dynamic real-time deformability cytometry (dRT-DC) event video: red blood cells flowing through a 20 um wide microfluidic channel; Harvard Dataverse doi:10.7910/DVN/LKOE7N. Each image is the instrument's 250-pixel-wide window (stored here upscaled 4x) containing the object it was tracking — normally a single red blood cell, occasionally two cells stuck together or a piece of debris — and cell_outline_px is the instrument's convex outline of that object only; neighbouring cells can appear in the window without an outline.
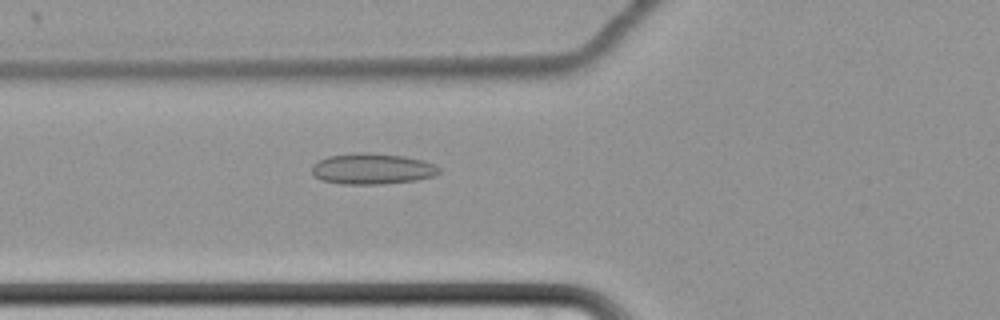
{"species": "common noctule bat (a hibernating species)", "species_latin": "Nyctalus noctula", "temperature_condition": "cold", "stored_images_in_passage": 50, "camera_frame_rate_fps": 3000, "um_per_image_px": 0.085, "animal": {"sex": "female", "body_mass_g": 22.7, "forearm_length_mm": 54.2}, "frame": {"image": 1, "passage_image": 12, "time_ms": 3.667, "image_size_px": [1000, 320], "cell_outline_px": [[440, 172], [436, 176], [416, 180], [380, 184], [340, 184], [320, 180], [312, 176], [312, 164], [328, 156], [364, 152], [404, 156], [424, 160], [436, 164], [440, 168]], "centroid_in_image_um": [31.65, 14.36], "position_along_channel_um": 94.2, "area_um2": 23.12}}
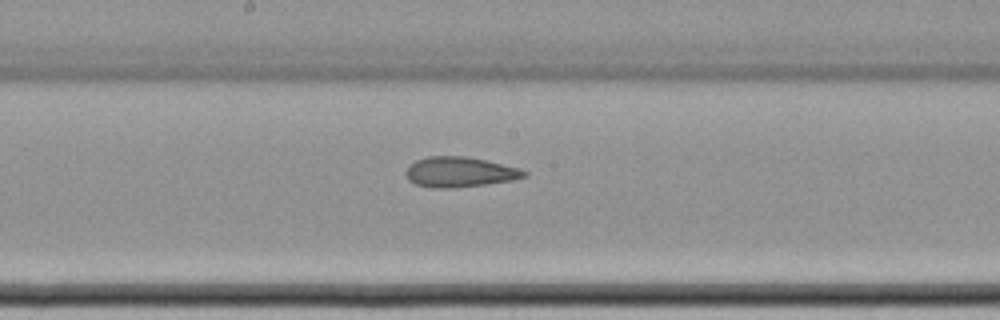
{"frame": {"image": 2, "passage_image": 22, "time_ms": 7.0, "image_size_px": [1000, 320], "cell_outline_px": [[528, 176], [512, 180], [484, 184], [452, 188], [432, 188], [416, 184], [408, 180], [404, 172], [416, 160], [428, 156], [468, 156], [520, 168], [528, 172]], "centroid_in_image_um": [39.08, 14.62], "position_along_channel_um": 209.1, "area_um2": 20.81}}
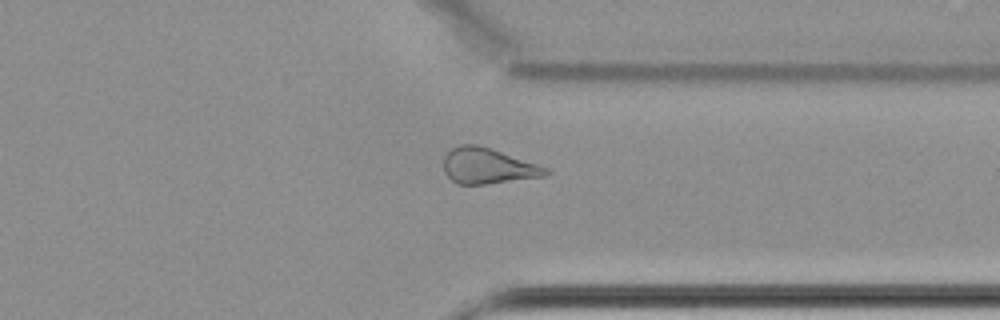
{"frame": {"image": 3, "passage_image": 36, "time_ms": 11.667, "image_size_px": [1000, 320], "cell_outline_px": [[552, 172], [544, 176], [484, 184], [456, 184], [444, 172], [444, 156], [452, 148], [460, 144], [476, 144], [548, 168]], "centroid_in_image_um": [41.43, 14.11], "position_along_channel_um": 370.0, "area_um2": 20.81}}